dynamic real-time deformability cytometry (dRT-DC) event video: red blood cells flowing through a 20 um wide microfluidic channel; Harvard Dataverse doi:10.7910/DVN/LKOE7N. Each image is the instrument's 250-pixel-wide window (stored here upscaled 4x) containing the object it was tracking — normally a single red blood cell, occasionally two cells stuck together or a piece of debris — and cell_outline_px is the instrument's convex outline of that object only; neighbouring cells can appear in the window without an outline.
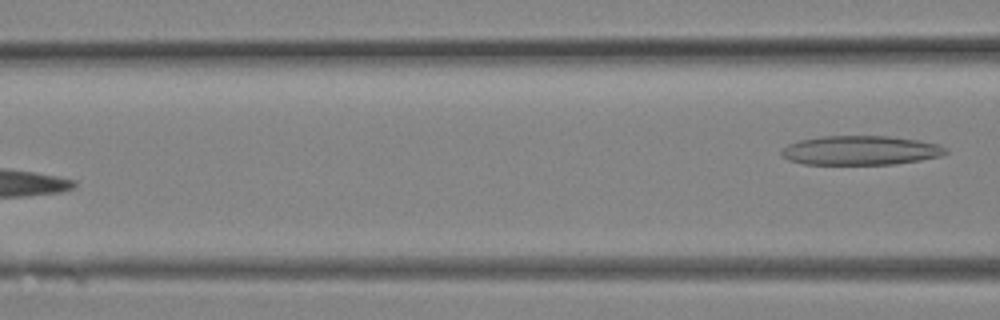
{"species": "Egyptian fruit bat (a non-hibernating species)", "species_latin": "Rousettus aegyptiacus", "temperature_condition": "room temperature", "stored_images_in_passage": 11, "segment_of_instrument_passage": [2, 2], "camera_frame_rate_fps": 3000, "um_per_image_px": 0.085, "animal": {"sex": "female"}, "frame": {"image": 1, "passage_image": 11, "time_ms": 3.333, "image_size_px": [1000, 320], "cell_outline_px": [[948, 152], [940, 156], [920, 160], [896, 164], [804, 164], [788, 160], [780, 156], [780, 152], [788, 144], [800, 140], [820, 136], [888, 136], [920, 140], [940, 144], [948, 148]], "centroid_in_image_um": [73.16, 12.78], "position_along_channel_um": 93.4, "area_um2": 28.21}}